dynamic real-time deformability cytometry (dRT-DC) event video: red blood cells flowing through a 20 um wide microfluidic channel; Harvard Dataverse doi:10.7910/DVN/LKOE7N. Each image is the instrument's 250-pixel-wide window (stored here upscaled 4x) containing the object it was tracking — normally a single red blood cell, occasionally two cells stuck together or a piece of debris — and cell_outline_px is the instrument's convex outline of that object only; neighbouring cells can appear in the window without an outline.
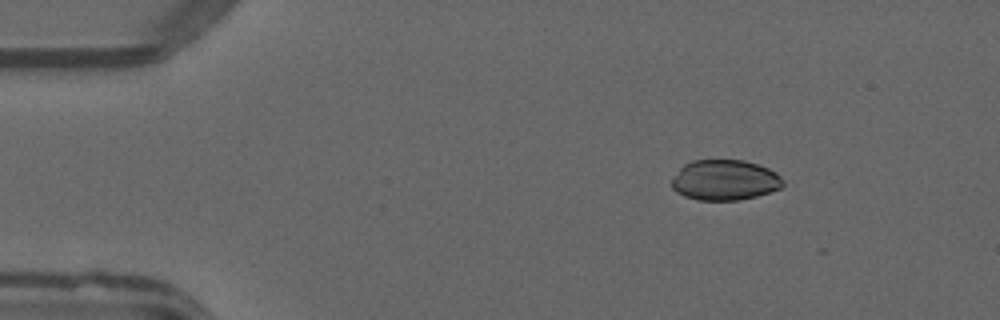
{"species": "common noctule bat (a hibernating species)", "species_latin": "Nyctalus noctula", "temperature_condition": "warm", "stored_images_in_passage": 37, "camera_frame_rate_fps": 3000, "um_per_image_px": 0.085, "animal": {"sex": "male", "forearm_length_mm": 52.5}, "frame": {"image": 1, "passage_image": 2, "time_ms": 0.333, "image_size_px": [1000, 320], "cell_outline_px": [[784, 184], [780, 188], [756, 196], [736, 200], [696, 200], [684, 196], [676, 192], [672, 188], [672, 180], [680, 168], [684, 164], [692, 160], [744, 160], [768, 168], [776, 172], [784, 180]], "centroid_in_image_um": [61.6, 15.3], "position_along_channel_um": 23.4, "area_um2": 26.18}}
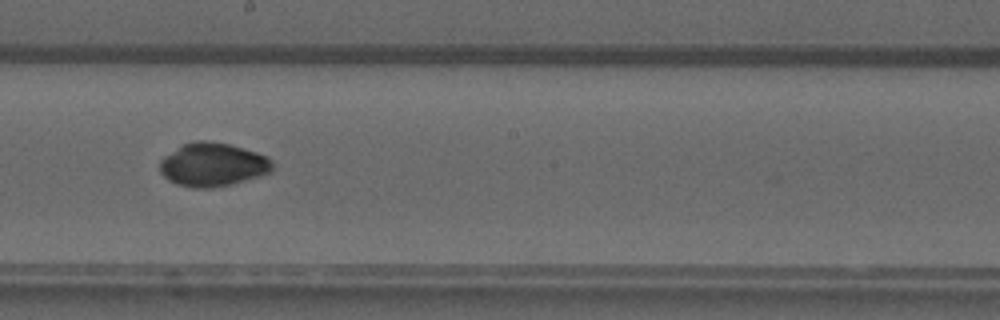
{"frame": {"image": 2, "passage_image": 23, "time_ms": 7.333, "image_size_px": [1000, 320], "cell_outline_px": [[272, 172], [232, 184], [212, 188], [192, 188], [176, 184], [168, 180], [160, 172], [160, 160], [164, 156], [180, 144], [192, 140], [208, 140], [228, 144], [256, 152], [268, 156], [272, 160]], "centroid_in_image_um": [18.05, 13.98], "position_along_channel_um": 230.1, "area_um2": 28.9}}
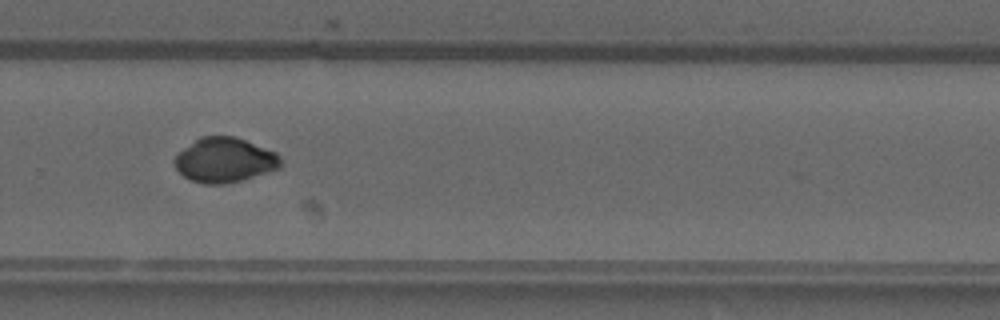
{"frame": {"image": 3, "passage_image": 29, "time_ms": 9.333, "image_size_px": [1000, 320], "cell_outline_px": [[284, 164], [280, 168], [268, 172], [240, 180], [224, 184], [204, 184], [192, 180], [184, 176], [176, 168], [172, 160], [184, 148], [200, 136], [232, 136], [244, 140], [276, 152], [280, 156]], "centroid_in_image_um": [19.11, 13.61], "position_along_channel_um": 310.7, "area_um2": 27.51}, "authors_computed_cell_mechanics": {"area_um2": 28.1486, "velocity_mm_per_s": 4.0547, "shape_relaxation_time_tau1_ms": 5.93, "shape_relaxation_time_tau2_ms": 0.9949, "deformation_change_tau1": 0.1463, "deformation_change_tau2": 0.0241}}